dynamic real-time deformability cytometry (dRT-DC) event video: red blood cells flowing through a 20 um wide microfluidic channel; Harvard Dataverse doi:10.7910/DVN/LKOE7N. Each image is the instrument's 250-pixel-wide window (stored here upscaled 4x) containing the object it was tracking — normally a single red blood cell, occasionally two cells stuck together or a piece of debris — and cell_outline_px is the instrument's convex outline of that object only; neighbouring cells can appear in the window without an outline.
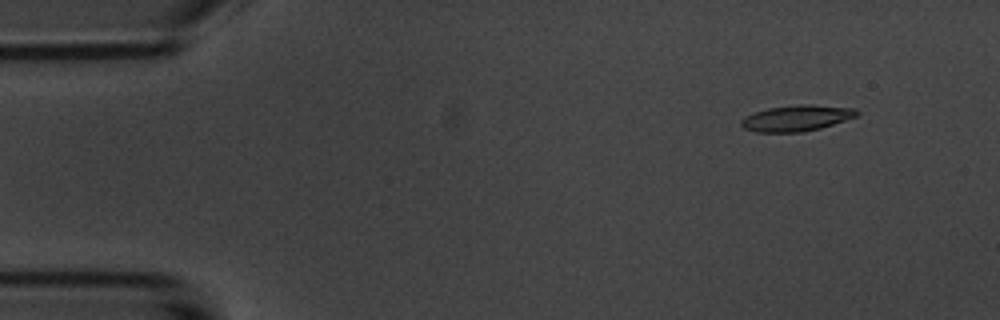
{"species": "common noctule bat (a hibernating species)", "species_latin": "Nyctalus noctula", "temperature_condition": "room temperature", "stored_images_in_passage": 5, "camera_frame_rate_fps": 3000, "um_per_image_px": 0.085, "animal": {"sex": "male", "body_mass_g": 20.1, "forearm_length_mm": 53.5}, "frame": {"image": 1, "passage_image": 1, "time_ms": 0.0, "image_size_px": [1000, 320], "cell_outline_px": [[860, 112], [856, 116], [820, 128], [800, 132], [756, 132], [744, 128], [740, 124], [740, 120], [744, 116], [768, 108], [800, 104], [812, 104], [856, 108]], "centroid_in_image_um": [67.7, 10.03], "position_along_channel_um": 17.3, "area_um2": 17.46}}
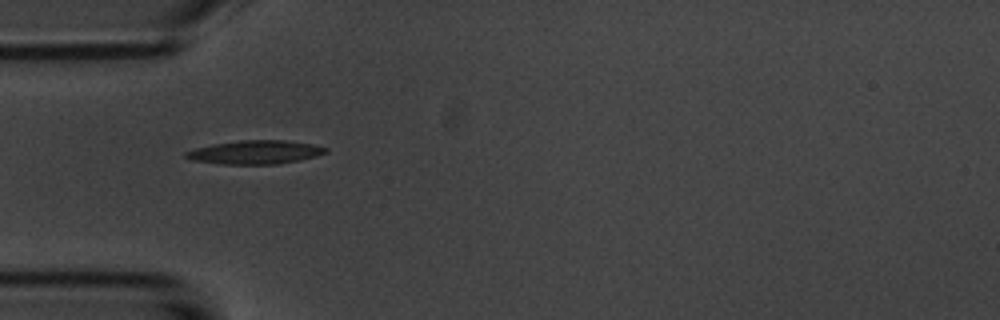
{"frame": {"image": 2, "passage_image": 4, "time_ms": 3.667, "image_size_px": [1000, 320], "cell_outline_px": [[328, 152], [316, 156], [300, 160], [276, 164], [220, 164], [192, 160], [184, 156], [184, 152], [196, 148], [212, 144], [240, 140], [284, 140], [312, 144], [328, 148]], "centroid_in_image_um": [21.69, 12.94], "position_along_channel_um": 63.3, "area_um2": 19.25}}